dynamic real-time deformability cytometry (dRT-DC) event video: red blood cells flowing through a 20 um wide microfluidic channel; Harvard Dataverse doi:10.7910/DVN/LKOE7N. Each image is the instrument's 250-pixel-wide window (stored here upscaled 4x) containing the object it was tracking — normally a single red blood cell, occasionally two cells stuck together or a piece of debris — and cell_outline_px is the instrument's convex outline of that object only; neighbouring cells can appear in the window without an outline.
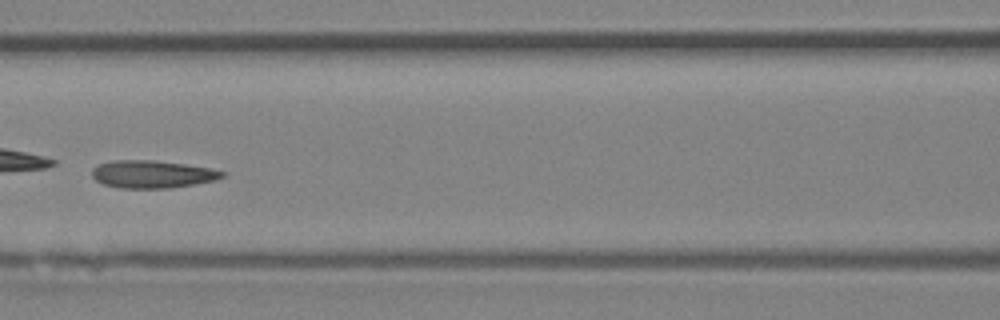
{"species": "Egyptian fruit bat (a non-hibernating species)", "species_latin": "Rousettus aegyptiacus", "temperature_condition": "room temperature", "stored_images_in_passage": 46, "camera_frame_rate_fps": 3000, "um_per_image_px": 0.085, "animal": {"sex": "female"}, "frame": {"image": 1, "passage_image": 20, "time_ms": 6.333, "image_size_px": [1000, 320], "cell_outline_px": [[224, 176], [216, 180], [168, 188], [120, 188], [104, 184], [96, 180], [92, 176], [92, 168], [100, 164], [112, 160], [152, 160], [184, 164], [212, 168], [224, 172]], "centroid_in_image_um": [12.93, 14.8], "position_along_channel_um": 153.7, "area_um2": 20.81}, "authors_computed_cell_mechanics": {"area_um2": 20.8947, "velocity_mm_per_s": 4.2054, "shape_relaxation_time_tau1_ms": 0.9499, "shape_relaxation_time_tau2_ms": 1.6438, "deformation_change_tau1": 0.2278, "deformation_change_tau2": 0.0956}}